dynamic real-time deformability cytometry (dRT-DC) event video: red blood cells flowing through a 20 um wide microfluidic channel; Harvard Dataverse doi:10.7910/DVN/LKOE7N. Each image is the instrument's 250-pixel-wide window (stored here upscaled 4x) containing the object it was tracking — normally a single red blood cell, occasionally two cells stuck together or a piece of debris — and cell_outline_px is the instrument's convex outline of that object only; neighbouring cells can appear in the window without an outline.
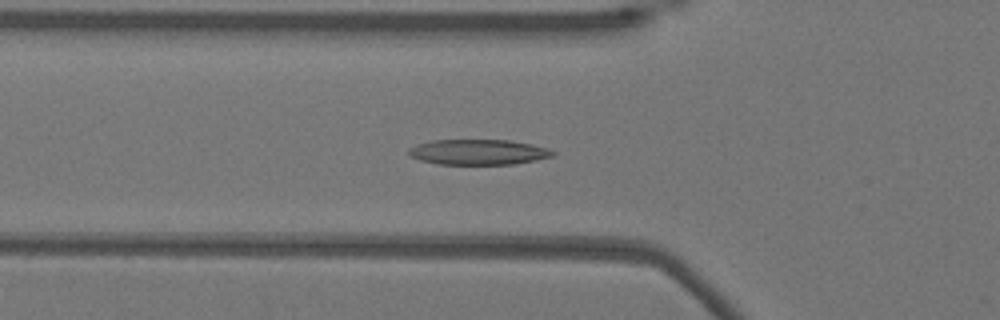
{"species": "Egyptian fruit bat (a non-hibernating species)", "species_latin": "Rousettus aegyptiacus", "temperature_condition": "warm", "stored_images_in_passage": 18, "camera_frame_rate_fps": 3000, "um_per_image_px": 0.085, "animal": {"sex": "female"}, "frame": {"image": 1, "passage_image": 18, "time_ms": 5.667, "image_size_px": [1000, 320], "cell_outline_px": [[556, 156], [536, 160], [512, 164], [440, 164], [420, 160], [408, 156], [408, 148], [432, 140], [508, 140], [532, 144], [548, 148], [556, 152]], "centroid_in_image_um": [40.69, 12.92], "position_along_channel_um": 85.1, "area_um2": 21.33}}